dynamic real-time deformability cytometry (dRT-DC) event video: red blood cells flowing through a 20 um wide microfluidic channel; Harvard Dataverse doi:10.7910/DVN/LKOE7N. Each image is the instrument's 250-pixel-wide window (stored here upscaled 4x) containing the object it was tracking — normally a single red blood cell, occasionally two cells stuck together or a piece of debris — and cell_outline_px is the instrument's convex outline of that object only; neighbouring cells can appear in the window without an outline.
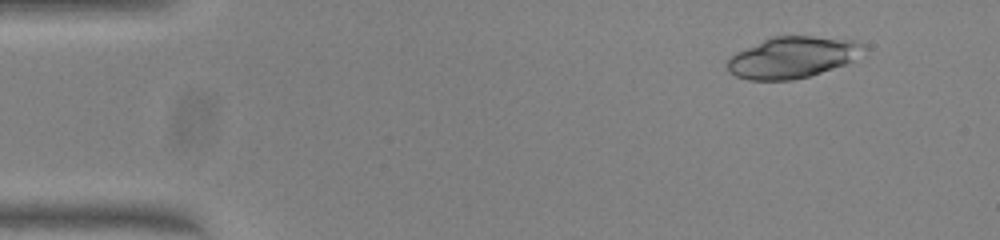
{"species": "common noctule bat (a hibernating species)", "species_latin": "Nyctalus noctula", "temperature_condition": "warm", "stored_images_in_passage": 46, "camera_frame_rate_fps": 3000, "um_per_image_px": 0.085, "animal": {"sex": "female", "body_mass_g": 23.0, "forearm_length_mm": 53.4}, "frame": {"image": 1, "passage_image": 1, "time_ms": 0.0, "image_size_px": [1000, 240], "cell_outline_px": [[868, 48], [852, 60], [844, 64], [808, 76], [792, 80], [748, 80], [736, 76], [724, 64], [736, 52], [772, 36], [812, 36], [852, 40], [864, 44]], "centroid_in_image_um": [67.35, 4.87], "position_along_channel_um": 17.7, "area_um2": 32.48}}